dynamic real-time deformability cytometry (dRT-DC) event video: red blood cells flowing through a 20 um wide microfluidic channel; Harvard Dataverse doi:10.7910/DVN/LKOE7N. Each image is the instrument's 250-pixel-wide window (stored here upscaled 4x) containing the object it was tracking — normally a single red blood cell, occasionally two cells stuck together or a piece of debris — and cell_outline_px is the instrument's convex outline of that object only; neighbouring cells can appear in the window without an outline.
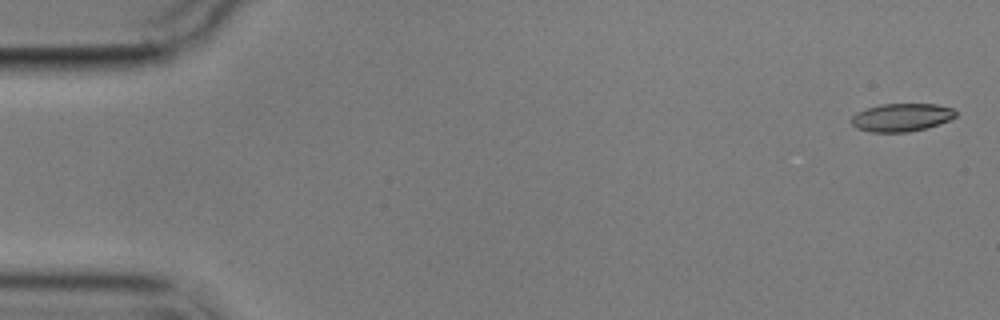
{"species": "common noctule bat (a hibernating species)", "species_latin": "Nyctalus noctula", "temperature_condition": "cold", "stored_images_in_passage": 5, "camera_frame_rate_fps": 3000, "um_per_image_px": 0.085, "animal": {"sex": "male", "body_mass_g": 17.9}, "frame": {"image": 1, "passage_image": 1, "time_ms": 0.0, "image_size_px": [1000, 320], "cell_outline_px": [[956, 116], [940, 124], [908, 132], [872, 132], [856, 128], [852, 124], [852, 116], [856, 112], [880, 104], [936, 104], [952, 108], [956, 112]], "centroid_in_image_um": [76.62, 9.98], "position_along_channel_um": 8.4, "area_um2": 16.94}}
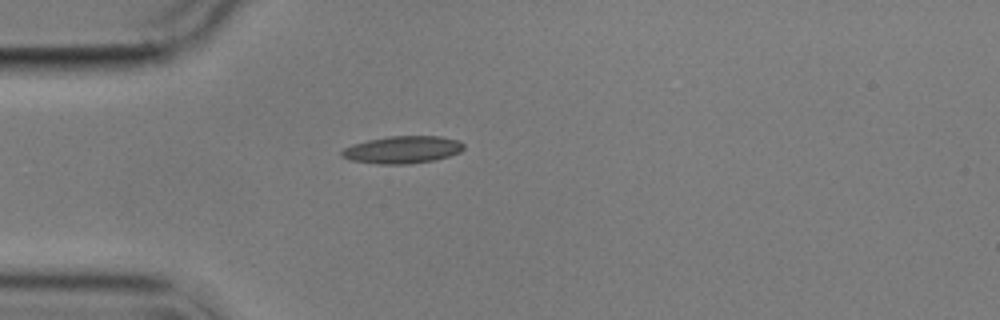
{"frame": {"image": 2, "passage_image": 5, "time_ms": 4.667, "image_size_px": [1000, 320], "cell_outline_px": [[464, 148], [460, 152], [448, 156], [432, 160], [408, 164], [376, 164], [352, 160], [340, 156], [340, 152], [344, 148], [352, 144], [368, 140], [388, 136], [440, 136], [460, 140], [464, 144]], "centroid_in_image_um": [34.2, 12.72], "position_along_channel_um": 50.8, "area_um2": 19.48}}